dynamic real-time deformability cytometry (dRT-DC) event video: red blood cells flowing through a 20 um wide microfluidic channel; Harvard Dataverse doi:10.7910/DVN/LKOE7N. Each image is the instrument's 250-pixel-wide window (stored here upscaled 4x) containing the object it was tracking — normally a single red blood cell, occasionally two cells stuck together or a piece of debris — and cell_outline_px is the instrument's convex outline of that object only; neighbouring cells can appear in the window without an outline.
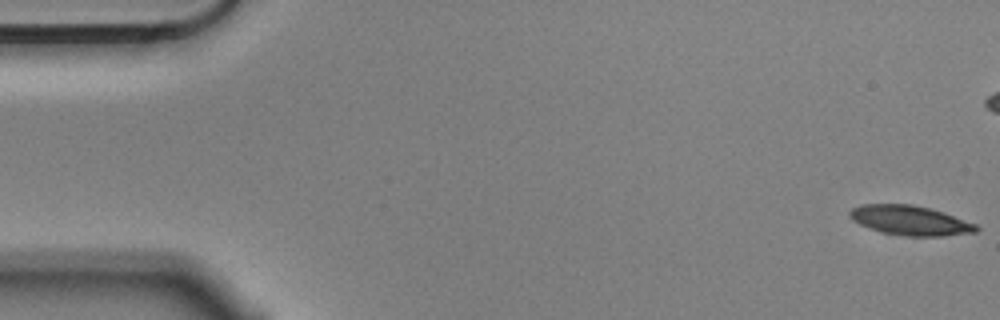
{"species": "Egyptian fruit bat (a non-hibernating species)", "species_latin": "Rousettus aegyptiacus", "temperature_condition": "cold", "stored_images_in_passage": 6, "camera_frame_rate_fps": 3000, "um_per_image_px": 0.085, "animal": {"sex": "male"}, "frame": {"image": 1, "passage_image": 1, "time_ms": 0.0, "image_size_px": [1000, 320], "cell_outline_px": [[980, 228], [976, 232], [944, 236], [904, 236], [884, 232], [860, 224], [852, 220], [848, 216], [848, 212], [852, 208], [864, 204], [912, 204], [928, 208], [976, 224]], "centroid_in_image_um": [77.34, 18.74], "position_along_channel_um": 7.7, "area_um2": 21.5}}